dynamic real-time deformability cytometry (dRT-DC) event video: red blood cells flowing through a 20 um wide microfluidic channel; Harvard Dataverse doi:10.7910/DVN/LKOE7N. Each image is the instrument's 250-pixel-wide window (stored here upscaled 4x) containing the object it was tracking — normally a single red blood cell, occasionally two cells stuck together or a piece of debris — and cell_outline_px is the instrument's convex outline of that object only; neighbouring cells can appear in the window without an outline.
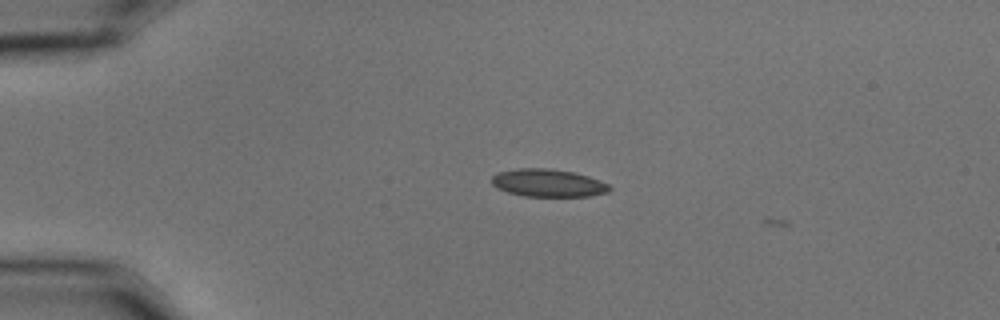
{"species": "common noctule bat (a hibernating species)", "species_latin": "Nyctalus noctula", "temperature_condition": "cold", "stored_images_in_passage": 6, "camera_frame_rate_fps": 3000, "um_per_image_px": 0.085, "animal": {"sex": "male", "body_mass_g": 15.6}, "frame": {"image": 1, "passage_image": 5, "time_ms": 1.333, "image_size_px": [1000, 320], "cell_outline_px": [[612, 188], [608, 192], [588, 196], [524, 196], [508, 192], [496, 188], [492, 184], [492, 176], [496, 172], [516, 168], [548, 168], [572, 172], [588, 176], [600, 180], [608, 184]], "centroid_in_image_um": [46.56, 15.54], "position_along_channel_um": 38.4, "area_um2": 19.07}}